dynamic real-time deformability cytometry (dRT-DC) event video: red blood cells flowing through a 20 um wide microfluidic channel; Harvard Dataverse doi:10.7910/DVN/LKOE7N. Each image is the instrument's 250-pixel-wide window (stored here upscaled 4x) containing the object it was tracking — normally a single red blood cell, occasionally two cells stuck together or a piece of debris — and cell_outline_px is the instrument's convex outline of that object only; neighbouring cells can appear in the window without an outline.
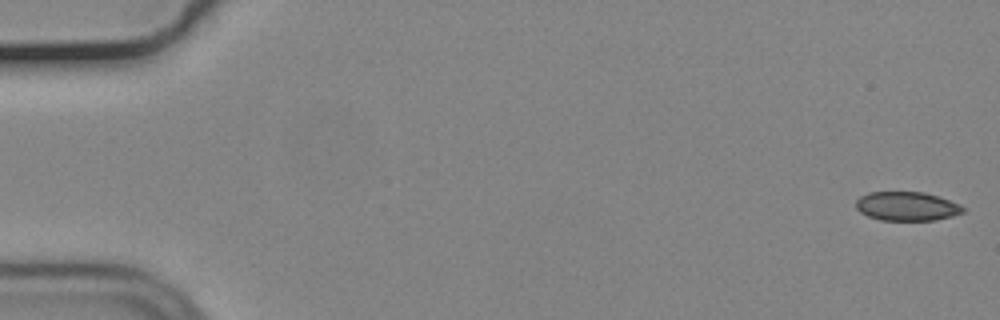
{"species": "common noctule bat (a hibernating species)", "species_latin": "Nyctalus noctula", "temperature_condition": "cold", "stored_images_in_passage": 5, "camera_frame_rate_fps": 3000, "um_per_image_px": 0.085, "animal": {"sex": "male", "body_mass_g": 19.2, "forearm_length_mm": 51.8}, "frame": {"image": 1, "passage_image": 1, "time_ms": 0.0, "image_size_px": [1000, 320], "cell_outline_px": [[968, 208], [964, 212], [952, 216], [936, 220], [880, 220], [868, 216], [860, 212], [856, 208], [856, 200], [860, 196], [868, 192], [924, 192], [960, 204]], "centroid_in_image_um": [77.09, 17.53], "position_along_channel_um": 7.9, "area_um2": 18.15}}